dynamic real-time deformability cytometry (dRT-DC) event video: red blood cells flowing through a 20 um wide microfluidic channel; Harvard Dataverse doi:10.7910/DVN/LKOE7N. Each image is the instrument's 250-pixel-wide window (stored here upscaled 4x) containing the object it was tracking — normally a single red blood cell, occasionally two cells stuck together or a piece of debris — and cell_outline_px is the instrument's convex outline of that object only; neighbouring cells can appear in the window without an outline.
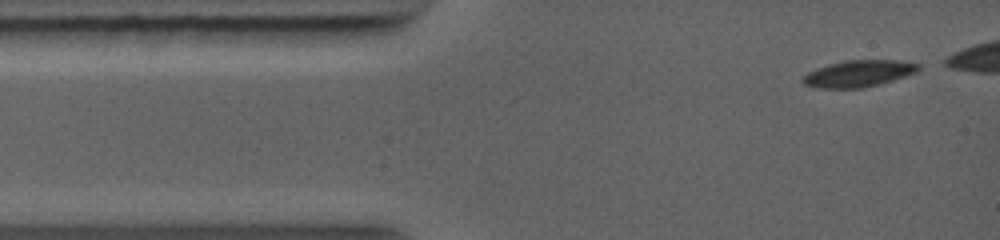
{"species": "common noctule bat (a hibernating species)", "species_latin": "Nyctalus noctula", "temperature_condition": "warm", "stored_images_in_passage": 10, "segment_of_instrument_passage": [1, 2], "camera_frame_rate_fps": 5000, "um_per_image_px": 0.085, "animal": {"sex": "female", "body_mass_g": 19.0, "forearm_length_mm": 56.7}, "frame": {"image": 1, "passage_image": 1, "time_ms": 0.0, "image_size_px": [1000, 240], "cell_outline_px": [[920, 68], [916, 72], [892, 80], [860, 88], [820, 88], [804, 84], [800, 80], [808, 72], [816, 68], [828, 64], [844, 60], [896, 60], [920, 64]], "centroid_in_image_um": [72.94, 6.24], "position_along_channel_um": 12.1, "area_um2": 17.74}}
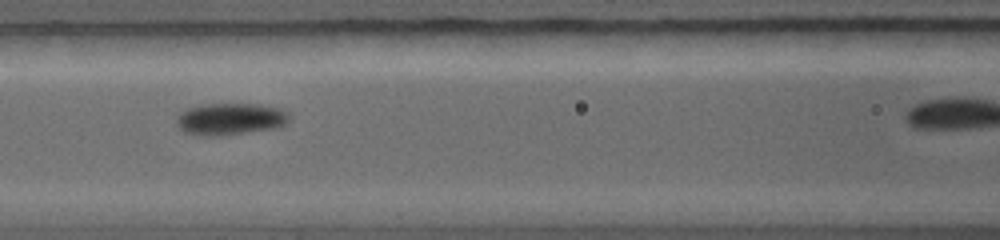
{"frame": {"image": 2, "passage_image": 7, "time_ms": 4.0, "image_size_px": [1000, 240], "cell_outline_px": [[292, 116], [280, 128], [220, 136], [200, 136], [184, 132], [176, 124], [176, 120], [180, 112], [188, 108], [200, 104], [260, 104], [280, 108], [288, 112]], "centroid_in_image_um": [19.59, 10.12], "position_along_channel_um": 147.0, "area_um2": 21.39}}
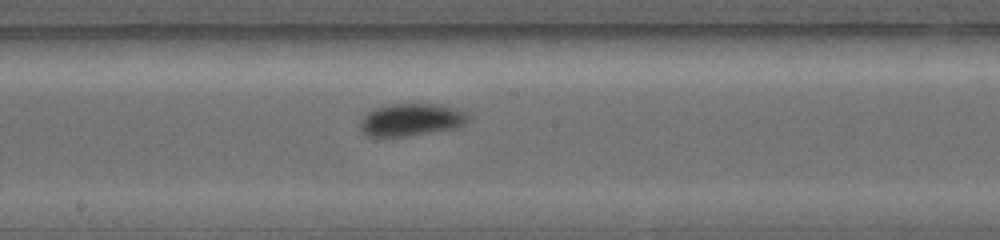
{"frame": {"image": 3, "passage_image": 9, "time_ms": 5.4, "image_size_px": [1000, 240], "cell_outline_px": [[468, 120], [464, 124], [456, 128], [408, 136], [368, 136], [360, 128], [360, 120], [368, 112], [376, 108], [392, 104], [436, 104], [456, 108], [464, 112], [468, 116]], "centroid_in_image_um": [34.95, 10.18], "position_along_channel_um": 213.2, "area_um2": 20.17}}